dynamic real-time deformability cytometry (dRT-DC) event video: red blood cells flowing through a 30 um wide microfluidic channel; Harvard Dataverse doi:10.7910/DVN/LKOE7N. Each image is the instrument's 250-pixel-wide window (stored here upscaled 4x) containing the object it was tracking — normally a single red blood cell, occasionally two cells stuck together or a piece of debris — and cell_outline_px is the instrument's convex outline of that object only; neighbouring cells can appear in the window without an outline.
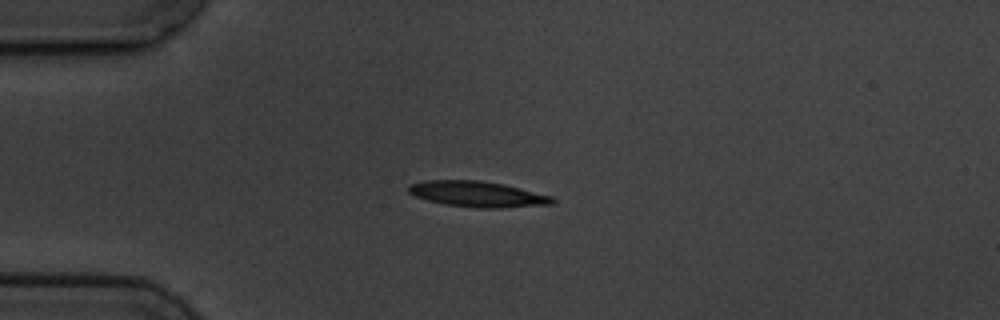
{"species": "common noctule bat (a hibernating species)", "species_latin": "Nyctalus noctula", "temperature_condition": "cold", "stored_images_in_passage": 4, "camera_frame_rate_fps": 3000, "um_per_image_px": 0.085, "animal": {"sex": "male", "body_mass_g": 19.5, "forearm_length_mm": 54.6}, "frame": {"image": 1, "passage_image": 3, "time_ms": 2.333, "image_size_px": [1000, 320], "cell_outline_px": [[556, 200], [552, 204], [500, 208], [480, 208], [444, 204], [428, 200], [416, 196], [408, 192], [408, 188], [412, 184], [424, 180], [480, 180], [504, 184], [552, 196]], "centroid_in_image_um": [40.61, 16.5], "position_along_channel_um": 44.4, "area_um2": 21.44}}